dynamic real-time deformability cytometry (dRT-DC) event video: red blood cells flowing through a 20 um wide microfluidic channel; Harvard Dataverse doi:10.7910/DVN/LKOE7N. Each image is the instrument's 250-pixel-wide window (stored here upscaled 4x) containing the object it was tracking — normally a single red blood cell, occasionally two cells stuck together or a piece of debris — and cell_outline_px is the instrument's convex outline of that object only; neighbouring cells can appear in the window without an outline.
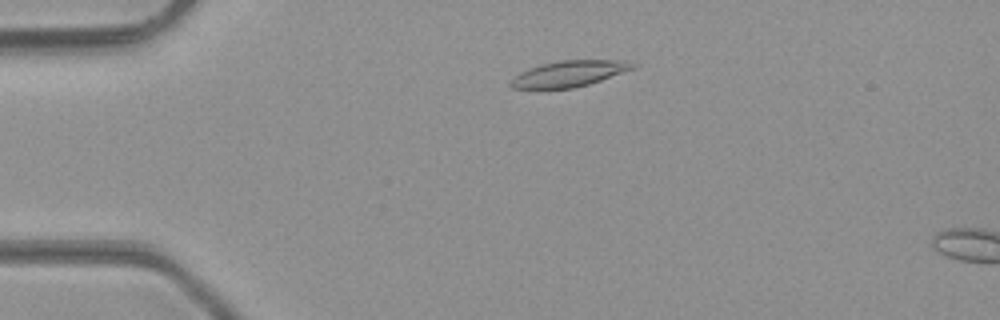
{"species": "common noctule bat (a hibernating species)", "species_latin": "Nyctalus noctula", "temperature_condition": "room temperature", "stored_images_in_passage": 11, "camera_frame_rate_fps": 3000, "um_per_image_px": 0.085, "animal": {"sex": "male", "body_mass_g": 23.1, "forearm_length_mm": 52.7}, "frame": {"image": 1, "passage_image": 8, "time_ms": 2.333, "image_size_px": [1000, 320], "cell_outline_px": [[636, 68], [588, 84], [572, 88], [512, 88], [508, 84], [520, 72], [528, 68], [560, 60], [628, 60], [636, 64]], "centroid_in_image_um": [48.41, 6.25], "position_along_channel_um": 36.6, "area_um2": 18.26}}